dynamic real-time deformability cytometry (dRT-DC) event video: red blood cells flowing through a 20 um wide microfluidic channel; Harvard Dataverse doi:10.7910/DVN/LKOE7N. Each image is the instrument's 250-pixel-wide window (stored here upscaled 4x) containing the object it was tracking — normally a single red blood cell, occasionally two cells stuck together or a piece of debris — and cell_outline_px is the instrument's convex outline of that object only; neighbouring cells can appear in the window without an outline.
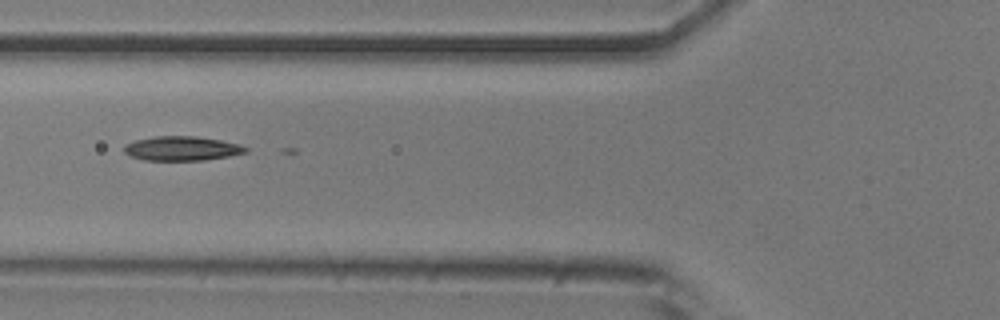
{"species": "common noctule bat (a hibernating species)", "species_latin": "Nyctalus noctula", "temperature_condition": "room temperature", "stored_images_in_passage": 29, "camera_frame_rate_fps": 3000, "um_per_image_px": 0.085, "animal": {"sex": "male", "body_mass_g": 20.5, "forearm_length_mm": 52.5}, "frame": {"image": 1, "passage_image": 3, "time_ms": 0.667, "image_size_px": [1000, 320], "cell_outline_px": [[248, 152], [228, 156], [204, 160], [144, 160], [132, 156], [124, 152], [124, 144], [136, 140], [156, 136], [196, 136], [220, 140], [240, 144], [248, 148]], "centroid_in_image_um": [15.47, 12.61], "position_along_channel_um": 110.3, "area_um2": 17.17}}